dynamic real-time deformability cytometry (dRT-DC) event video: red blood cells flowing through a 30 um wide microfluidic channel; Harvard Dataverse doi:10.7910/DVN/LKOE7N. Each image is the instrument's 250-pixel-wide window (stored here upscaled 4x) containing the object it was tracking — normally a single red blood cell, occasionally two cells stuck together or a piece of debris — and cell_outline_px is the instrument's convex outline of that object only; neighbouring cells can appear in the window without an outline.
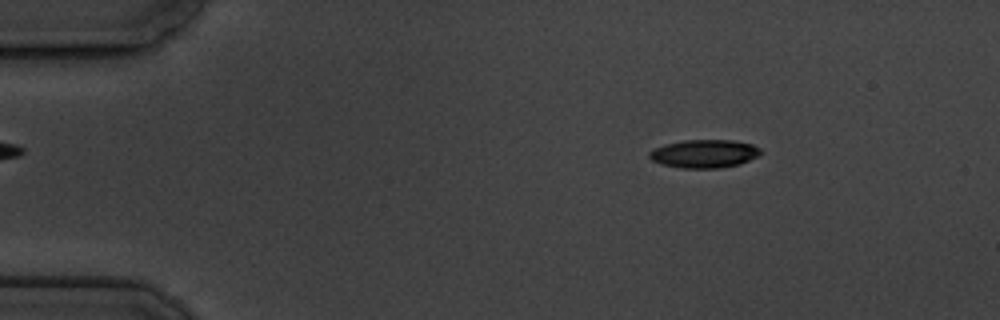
{"species": "common noctule bat (a hibernating species)", "species_latin": "Nyctalus noctula", "temperature_condition": "cold", "stored_images_in_passage": 6, "camera_frame_rate_fps": 3000, "um_per_image_px": 0.085, "animal": {"sex": "male", "body_mass_g": 19.5, "forearm_length_mm": 54.6}, "frame": {"image": 1, "passage_image": 2, "time_ms": 1.333, "image_size_px": [1000, 320], "cell_outline_px": [[760, 152], [756, 156], [740, 164], [720, 168], [684, 168], [664, 164], [652, 160], [648, 156], [648, 152], [652, 148], [664, 144], [684, 140], [732, 140], [752, 144], [760, 148]], "centroid_in_image_um": [59.82, 13.05], "position_along_channel_um": 25.2, "area_um2": 18.21}}
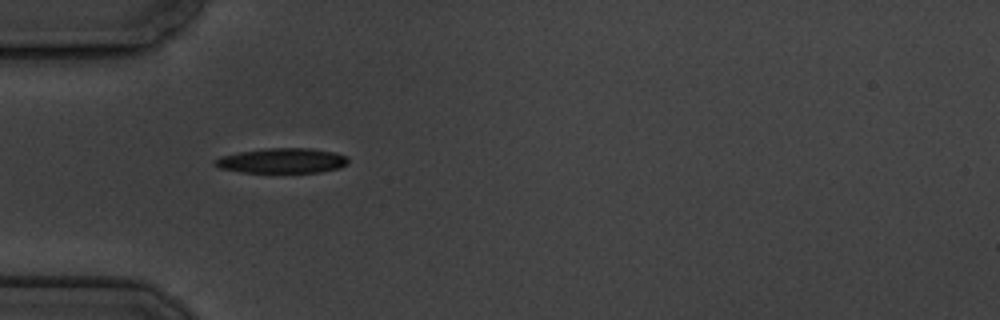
{"frame": {"image": 2, "passage_image": 4, "time_ms": 4.333, "image_size_px": [1000, 320], "cell_outline_px": [[348, 164], [340, 168], [320, 172], [240, 172], [220, 168], [212, 164], [212, 160], [220, 156], [240, 152], [268, 148], [312, 148], [336, 152], [348, 156]], "centroid_in_image_um": [23.99, 13.65], "position_along_channel_um": 61.0, "area_um2": 19.59}}